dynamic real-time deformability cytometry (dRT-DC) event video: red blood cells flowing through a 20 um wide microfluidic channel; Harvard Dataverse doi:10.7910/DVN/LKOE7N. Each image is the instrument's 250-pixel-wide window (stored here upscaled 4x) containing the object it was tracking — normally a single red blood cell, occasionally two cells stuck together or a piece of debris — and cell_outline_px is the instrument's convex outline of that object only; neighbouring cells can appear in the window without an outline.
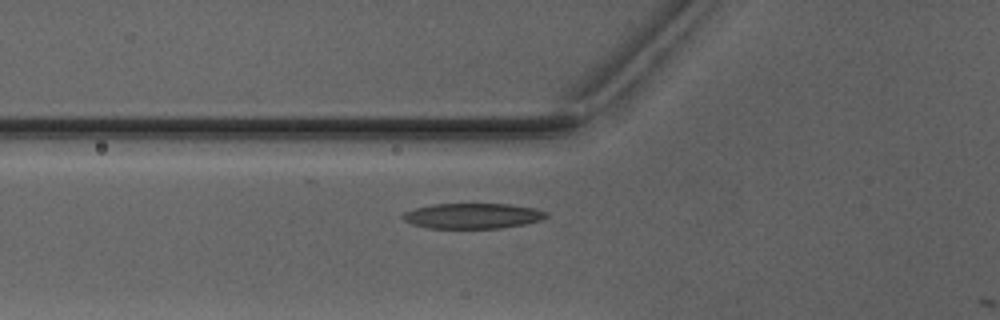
{"species": "Egyptian fruit bat (a non-hibernating species)", "species_latin": "Rousettus aegyptiacus", "temperature_condition": "warm", "stored_images_in_passage": 6, "camera_frame_rate_fps": 3000, "um_per_image_px": 0.085, "animal": {"sex": "male"}, "frame": {"image": 1, "passage_image": 5, "time_ms": 6.0, "image_size_px": [1000, 320], "cell_outline_px": [[548, 216], [540, 220], [524, 224], [500, 228], [428, 228], [412, 224], [404, 220], [400, 216], [404, 212], [416, 208], [432, 204], [512, 204], [536, 208], [548, 212]], "centroid_in_image_um": [40.18, 18.34], "position_along_channel_um": 85.6, "area_um2": 21.27}}